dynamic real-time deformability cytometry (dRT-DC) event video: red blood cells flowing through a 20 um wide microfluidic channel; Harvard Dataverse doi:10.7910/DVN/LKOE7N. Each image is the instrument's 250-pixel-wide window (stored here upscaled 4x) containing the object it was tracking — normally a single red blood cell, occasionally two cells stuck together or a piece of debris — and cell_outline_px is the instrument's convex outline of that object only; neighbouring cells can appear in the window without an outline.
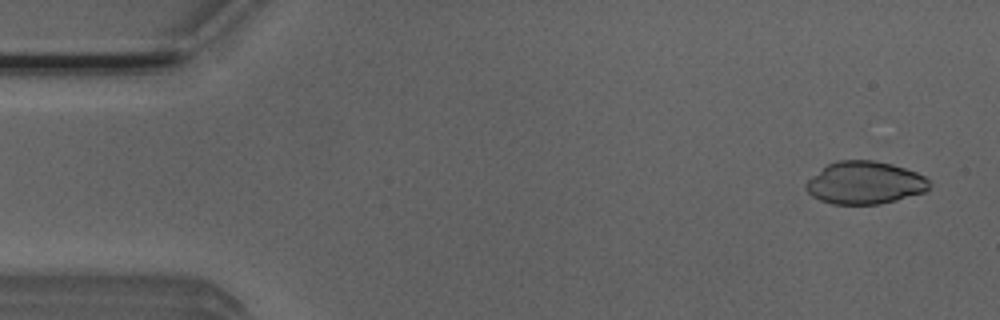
{"species": "Egyptian fruit bat (a non-hibernating species)", "species_latin": "Rousettus aegyptiacus", "temperature_condition": "room temperature", "stored_images_in_passage": 22, "camera_frame_rate_fps": 3000, "um_per_image_px": 0.085, "animal": {"sex": "male"}, "frame": {"image": 1, "passage_image": 3, "time_ms": 0.667, "image_size_px": [1000, 320], "cell_outline_px": [[932, 184], [924, 192], [896, 200], [880, 204], [832, 204], [820, 200], [812, 196], [804, 188], [804, 184], [808, 180], [828, 164], [836, 160], [872, 160], [892, 164], [916, 172], [924, 176]], "centroid_in_image_um": [73.5, 15.54], "position_along_channel_um": 11.5, "area_um2": 30.58}}